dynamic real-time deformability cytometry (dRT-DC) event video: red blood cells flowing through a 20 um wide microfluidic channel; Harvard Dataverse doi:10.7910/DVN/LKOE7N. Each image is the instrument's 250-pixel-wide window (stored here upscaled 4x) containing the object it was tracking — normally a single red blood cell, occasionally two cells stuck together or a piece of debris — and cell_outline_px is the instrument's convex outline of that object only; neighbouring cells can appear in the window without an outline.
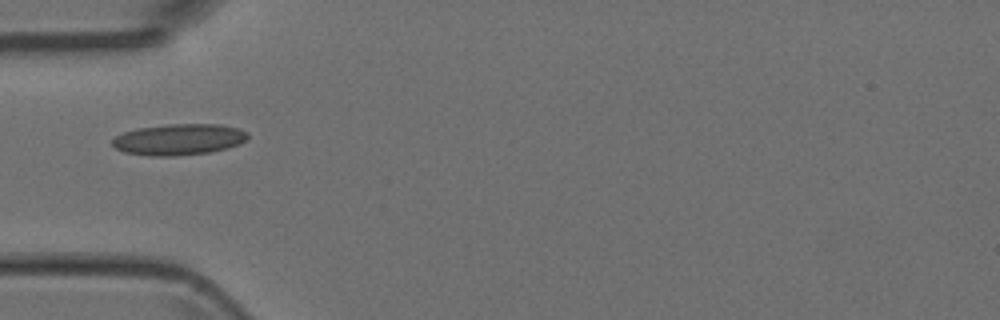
{"species": "Egyptian fruit bat (a non-hibernating species)", "species_latin": "Rousettus aegyptiacus", "temperature_condition": "room temperature", "stored_images_in_passage": 5, "camera_frame_rate_fps": 3000, "um_per_image_px": 0.085, "animal": {"sex": "female"}, "frame": {"image": 1, "passage_image": 5, "time_ms": 1.333, "image_size_px": [1000, 320], "cell_outline_px": [[248, 140], [240, 144], [228, 148], [208, 152], [172, 156], [152, 156], [124, 152], [116, 148], [112, 144], [112, 140], [116, 136], [124, 132], [136, 128], [168, 124], [220, 124], [240, 128], [248, 132]], "centroid_in_image_um": [15.24, 11.84], "position_along_channel_um": 69.8, "area_um2": 24.74}}